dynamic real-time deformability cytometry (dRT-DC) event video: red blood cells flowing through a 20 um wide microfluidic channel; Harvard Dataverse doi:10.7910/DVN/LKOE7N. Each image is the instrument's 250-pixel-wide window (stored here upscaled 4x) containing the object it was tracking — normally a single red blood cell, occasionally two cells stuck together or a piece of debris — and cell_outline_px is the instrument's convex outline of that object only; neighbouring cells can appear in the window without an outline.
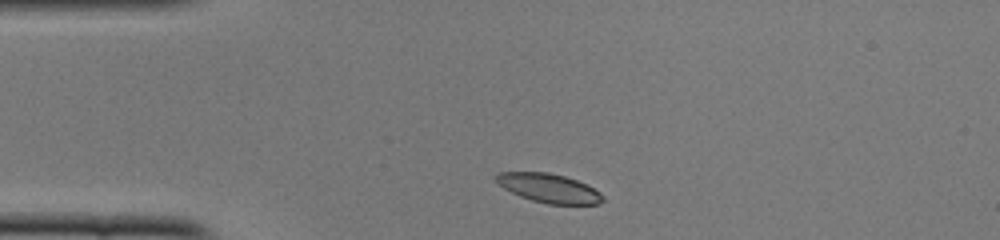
{"species": "common noctule bat (a hibernating species)", "species_latin": "Nyctalus noctula", "temperature_condition": "cold", "stored_images_in_passage": 42, "camera_frame_rate_fps": 3000, "um_per_image_px": 0.085, "animal": {"sex": "female", "body_mass_g": 22.0, "forearm_length_mm": 56.7}, "frame": {"image": 1, "passage_image": 2, "time_ms": 0.333, "image_size_px": [1000, 240], "cell_outline_px": [[604, 200], [596, 204], [548, 204], [532, 200], [520, 196], [496, 184], [496, 176], [500, 172], [548, 172], [564, 176], [576, 180], [600, 192], [604, 196]], "centroid_in_image_um": [46.64, 15.99], "position_along_channel_um": 38.4, "area_um2": 17.8}}
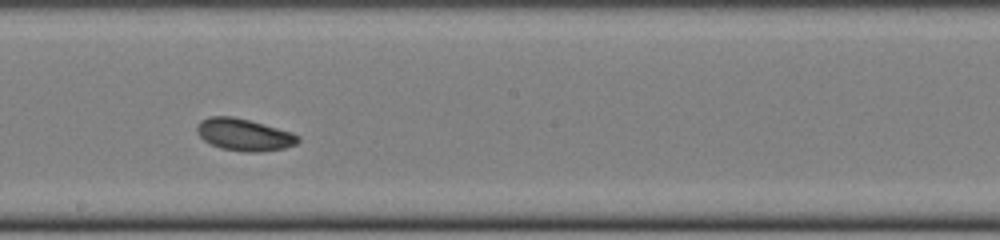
{"frame": {"image": 2, "passage_image": 19, "time_ms": 6.0, "image_size_px": [1000, 240], "cell_outline_px": [[300, 140], [296, 144], [284, 148], [260, 152], [244, 152], [220, 148], [204, 140], [196, 132], [196, 124], [200, 120], [208, 116], [232, 116], [248, 120], [292, 132], [300, 136]], "centroid_in_image_um": [20.73, 11.45], "position_along_channel_um": 227.5, "area_um2": 18.96}}
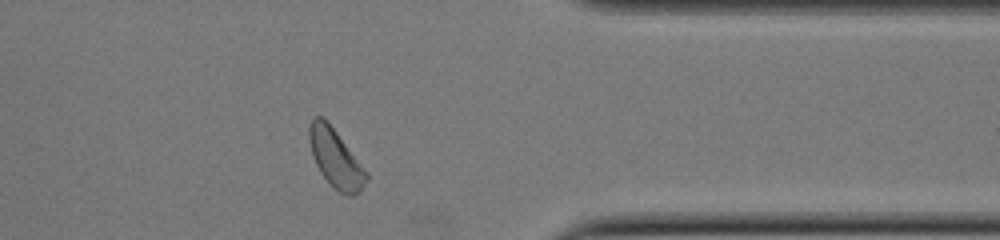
{"frame": {"image": 3, "passage_image": 32, "time_ms": 10.333, "image_size_px": [1000, 240], "cell_outline_px": [[368, 180], [360, 192], [352, 196], [348, 196], [340, 192], [320, 172], [316, 164], [308, 140], [308, 124], [316, 116], [320, 116], [336, 132], [368, 172]], "centroid_in_image_um": [28.54, 13.48], "position_along_channel_um": 382.9, "area_um2": 19.02}, "authors_computed_cell_mechanics": {"area_um2": 18.9295, "velocity_mm_per_s": 3.8573, "shape_relaxation_time_tau1_ms": 10.9987, "shape_relaxation_time_tau2_ms": 10.7294, "deformation_change_tau1": 0.2575, "deformation_change_tau2": 0.1573}}